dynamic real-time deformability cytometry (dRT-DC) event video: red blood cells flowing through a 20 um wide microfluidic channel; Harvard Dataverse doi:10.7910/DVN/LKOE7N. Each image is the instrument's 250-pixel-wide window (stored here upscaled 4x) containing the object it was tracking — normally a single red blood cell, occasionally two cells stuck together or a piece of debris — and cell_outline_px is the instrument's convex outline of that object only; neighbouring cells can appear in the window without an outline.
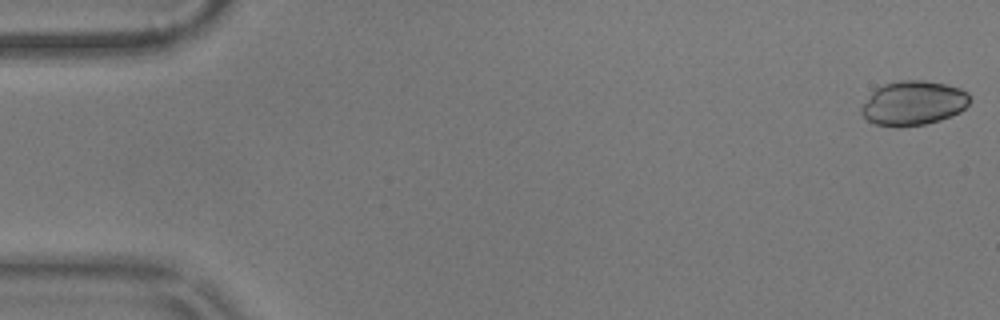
{"species": "common noctule bat (a hibernating species)", "species_latin": "Nyctalus noctula", "temperature_condition": "warm", "stored_images_in_passage": 56, "camera_frame_rate_fps": 3000, "um_per_image_px": 0.085, "animal": {"sex": "male", "body_mass_g": 17.9}, "frame": {"image": 1, "passage_image": 1, "time_ms": 0.0, "image_size_px": [1000, 320], "cell_outline_px": [[968, 104], [960, 112], [940, 120], [924, 124], [896, 128], [876, 124], [868, 120], [860, 112], [860, 108], [872, 92], [876, 88], [884, 84], [900, 80], [924, 80], [944, 84], [960, 88], [968, 92]], "centroid_in_image_um": [77.61, 8.77], "position_along_channel_um": 7.4, "area_um2": 27.98}}
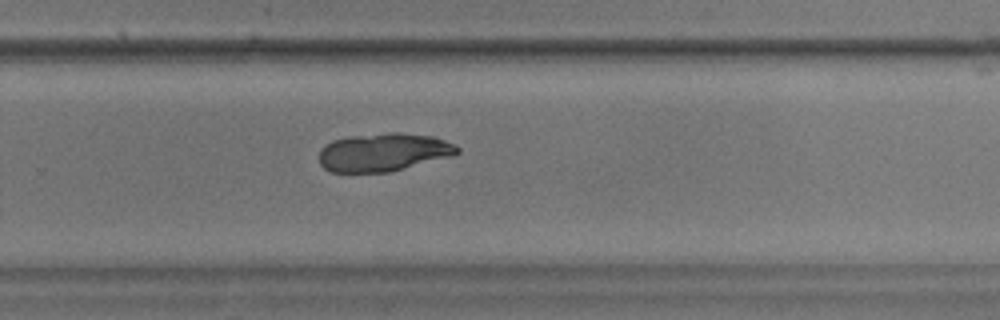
{"frame": {"image": 2, "passage_image": 37, "time_ms": 12.0, "image_size_px": [1000, 320], "cell_outline_px": [[460, 152], [452, 156], [392, 172], [332, 172], [324, 168], [320, 164], [320, 148], [332, 140], [348, 136], [388, 132], [396, 132], [432, 136], [456, 144], [460, 148]], "centroid_in_image_um": [32.61, 12.94], "position_along_channel_um": 297.2, "area_um2": 31.04}}
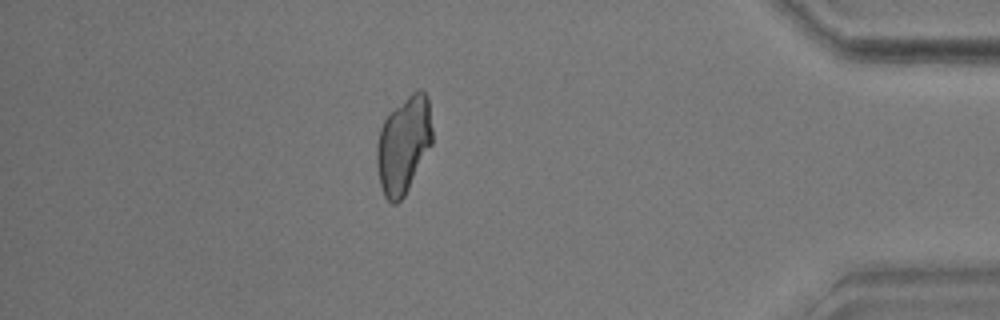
{"frame": {"image": 3, "passage_image": 49, "time_ms": 16.0, "image_size_px": [1000, 320], "cell_outline_px": [[432, 144], [404, 196], [396, 204], [392, 204], [384, 196], [380, 184], [376, 164], [376, 144], [380, 128], [384, 120], [412, 92], [420, 88], [428, 96], [432, 128]], "centroid_in_image_um": [34.3, 12.32], "position_along_channel_um": 400.9, "area_um2": 31.21}}